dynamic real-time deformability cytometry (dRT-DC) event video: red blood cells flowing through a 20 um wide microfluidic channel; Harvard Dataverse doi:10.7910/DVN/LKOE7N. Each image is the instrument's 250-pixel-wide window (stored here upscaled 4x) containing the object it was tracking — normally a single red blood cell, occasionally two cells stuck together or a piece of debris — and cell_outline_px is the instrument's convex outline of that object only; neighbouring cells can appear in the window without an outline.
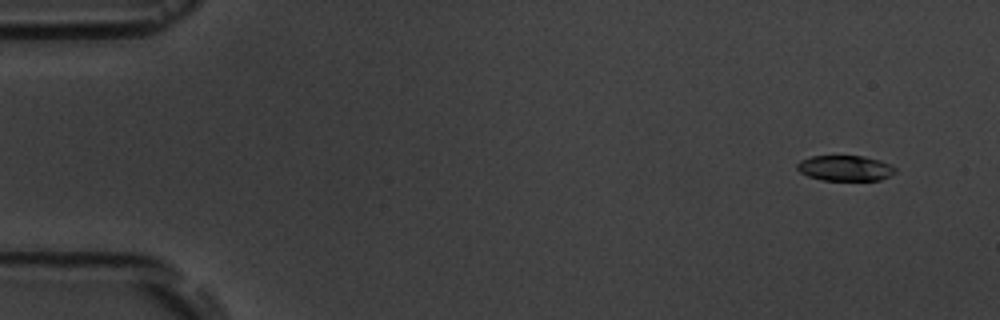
{"species": "common noctule bat (a hibernating species)", "species_latin": "Nyctalus noctula", "temperature_condition": "room temperature", "stored_images_in_passage": 10, "camera_frame_rate_fps": 3000, "um_per_image_px": 0.085, "animal": {"sex": "male", "body_mass_g": 19.5, "forearm_length_mm": 54.6}, "frame": {"image": 1, "passage_image": 2, "time_ms": 1.0, "image_size_px": [1000, 320], "cell_outline_px": [[896, 172], [880, 180], [820, 180], [808, 176], [800, 172], [796, 168], [796, 164], [800, 160], [812, 156], [864, 156], [880, 160], [892, 164], [896, 168]], "centroid_in_image_um": [71.84, 14.29], "position_along_channel_um": 13.2, "area_um2": 14.68}}
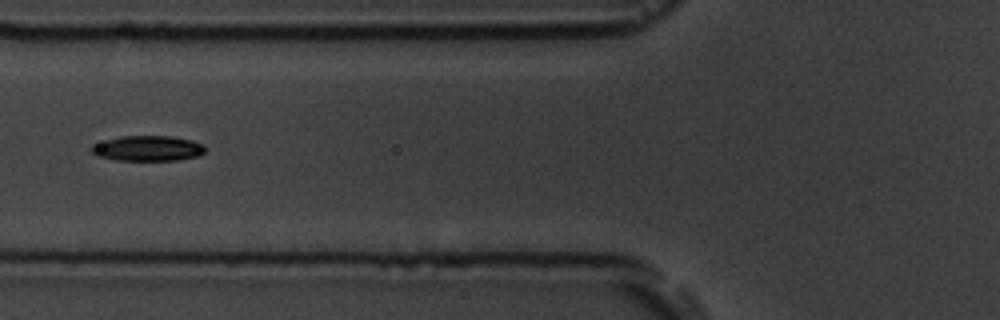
{"frame": {"image": 2, "passage_image": 7, "time_ms": 7.0, "image_size_px": [1000, 320], "cell_outline_px": [[204, 152], [196, 156], [180, 160], [116, 160], [96, 156], [88, 148], [92, 144], [104, 140], [120, 136], [172, 136], [192, 140], [204, 144]], "centroid_in_image_um": [12.51, 12.6], "position_along_channel_um": 113.3, "area_um2": 16.94}}
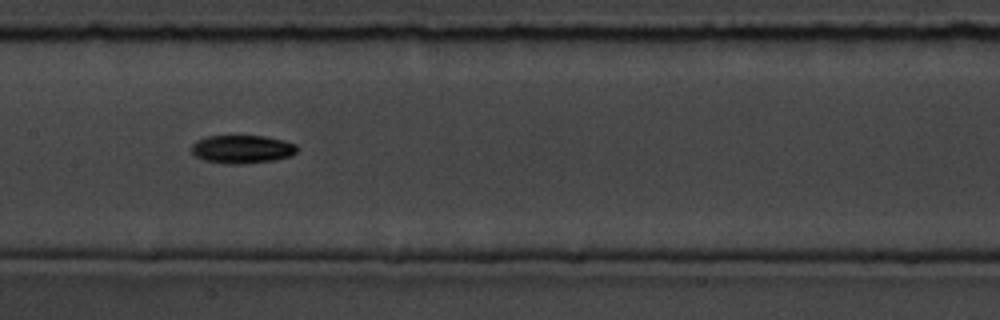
{"frame": {"image": 3, "passage_image": 9, "time_ms": 9.0, "image_size_px": [1000, 320], "cell_outline_px": [[300, 148], [292, 156], [276, 160], [240, 164], [224, 164], [204, 160], [196, 156], [192, 152], [192, 144], [196, 140], [208, 136], [264, 136], [284, 140], [296, 144]], "centroid_in_image_um": [20.62, 12.68], "position_along_channel_um": 186.8, "area_um2": 17.57}}